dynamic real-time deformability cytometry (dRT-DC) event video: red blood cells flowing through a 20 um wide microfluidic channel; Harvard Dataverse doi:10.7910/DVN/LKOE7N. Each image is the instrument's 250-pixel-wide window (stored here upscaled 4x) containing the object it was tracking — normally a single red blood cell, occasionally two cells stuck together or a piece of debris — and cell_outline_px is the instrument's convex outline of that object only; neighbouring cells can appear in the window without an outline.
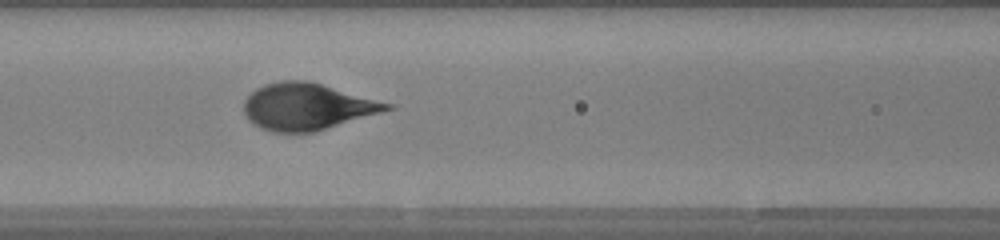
{"species": "human", "species_latin": "Homo sapiens", "temperature_condition": "warm", "stored_images_in_passage": 48, "camera_frame_rate_fps": 3000, "um_per_image_px": 0.085, "donor": {"sex": "female"}, "frame": {"image": 1, "passage_image": 20, "time_ms": 6.333, "image_size_px": [1000, 240], "cell_outline_px": [[396, 108], [316, 132], [272, 132], [260, 128], [252, 124], [248, 120], [244, 112], [244, 100], [256, 88], [264, 84], [280, 80], [308, 80], [392, 104]], "centroid_in_image_um": [26.08, 9.07], "position_along_channel_um": 140.5, "area_um2": 39.07}}
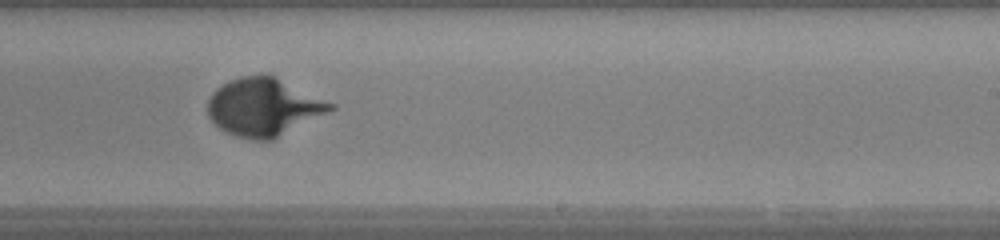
{"frame": {"image": 2, "passage_image": 29, "time_ms": 9.333, "image_size_px": [1000, 240], "cell_outline_px": [[336, 108], [272, 140], [252, 140], [236, 136], [220, 128], [208, 116], [208, 100], [212, 92], [216, 88], [240, 76], [272, 76], [336, 104]], "centroid_in_image_um": [22.4, 9.12], "position_along_channel_um": 266.6, "area_um2": 40.58}}
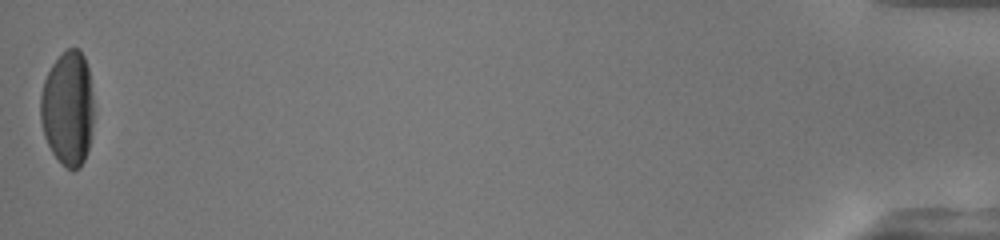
{"frame": {"image": 3, "passage_image": 48, "time_ms": 15.667, "image_size_px": [1000, 240], "cell_outline_px": [[92, 124], [88, 148], [84, 160], [80, 168], [72, 172], [52, 152], [44, 136], [40, 120], [40, 96], [44, 80], [52, 64], [68, 48], [80, 48], [84, 56], [88, 68], [92, 92]], "centroid_in_image_um": [5.75, 9.21], "position_along_channel_um": 429.4, "area_um2": 35.43}}